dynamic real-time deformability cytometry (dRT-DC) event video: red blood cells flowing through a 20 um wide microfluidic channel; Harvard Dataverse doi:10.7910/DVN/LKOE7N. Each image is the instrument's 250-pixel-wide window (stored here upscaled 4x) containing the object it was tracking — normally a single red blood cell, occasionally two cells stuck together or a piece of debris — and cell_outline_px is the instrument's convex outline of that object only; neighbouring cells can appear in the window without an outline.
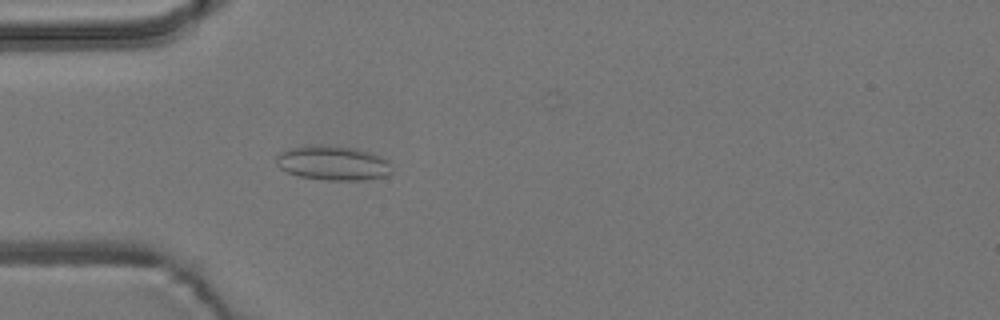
{"species": "common noctule bat (a hibernating species)", "species_latin": "Nyctalus noctula", "temperature_condition": "room temperature", "stored_images_in_passage": 57, "camera_frame_rate_fps": 3000, "um_per_image_px": 0.085, "animal": {"sex": "male", "body_mass_g": 19.2, "forearm_length_mm": 51.8}, "frame": {"image": 1, "passage_image": 17, "time_ms": 5.333, "image_size_px": [1000, 320], "cell_outline_px": [[392, 172], [388, 176], [364, 180], [328, 180], [300, 176], [288, 172], [280, 168], [276, 164], [276, 156], [280, 152], [288, 148], [312, 144], [320, 144], [356, 148], [380, 156], [388, 160]], "centroid_in_image_um": [28.29, 13.85], "position_along_channel_um": 56.7, "area_um2": 23.41}}
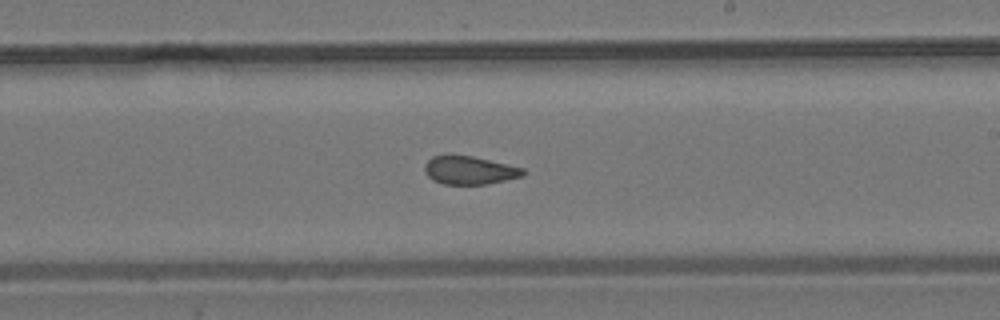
{"frame": {"image": 2, "passage_image": 33, "time_ms": 10.667, "image_size_px": [1000, 320], "cell_outline_px": [[524, 176], [488, 184], [444, 184], [432, 180], [424, 172], [424, 164], [432, 156], [472, 156], [524, 168]], "centroid_in_image_um": [39.9, 14.49], "position_along_channel_um": 249.1, "area_um2": 16.07}}
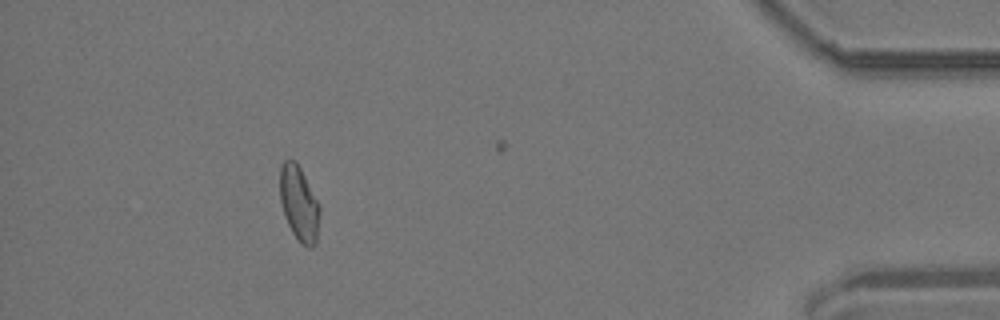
{"frame": {"image": 3, "passage_image": 51, "time_ms": 16.667, "image_size_px": [1000, 320], "cell_outline_px": [[320, 208], [316, 244], [312, 248], [308, 248], [300, 244], [292, 232], [284, 216], [280, 200], [280, 168], [284, 160], [296, 160], [320, 204]], "centroid_in_image_um": [25.42, 17.32], "position_along_channel_um": 409.8, "area_um2": 17.57}, "authors_computed_cell_mechanics": {"area_um2": 17.5712, "velocity_mm_per_s": 3.6866, "shape_relaxation_time_tau1_ms": null, "shape_relaxation_time_tau2_ms": 1.6594, "deformation_change_tau1": null, "deformation_change_tau2": 0.0732}}